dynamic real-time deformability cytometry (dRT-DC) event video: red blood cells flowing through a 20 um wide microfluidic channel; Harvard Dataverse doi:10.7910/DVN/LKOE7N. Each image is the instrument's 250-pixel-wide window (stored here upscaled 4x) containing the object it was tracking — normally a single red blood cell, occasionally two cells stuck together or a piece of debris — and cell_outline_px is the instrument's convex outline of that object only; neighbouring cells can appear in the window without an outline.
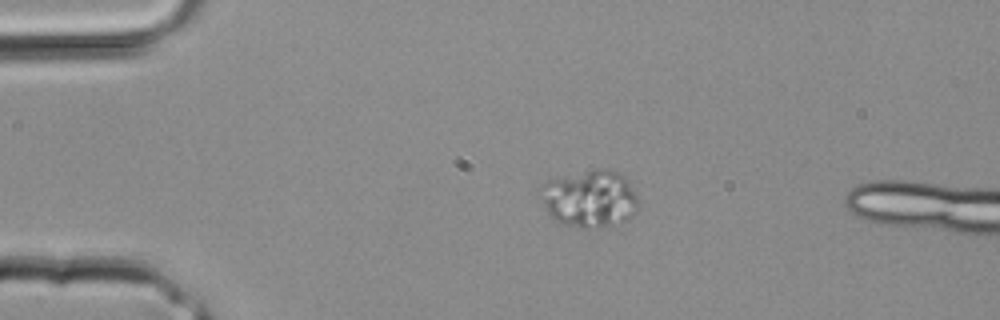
{"species": "common noctule bat (a hibernating species)", "species_latin": "Nyctalus noctula", "temperature_condition": "room temperature", "stored_images_in_passage": 2, "camera_frame_rate_fps": 3000, "um_per_image_px": 0.085, "animal": {"sex": "male", "body_mass_g": 20.4}, "frame": {"image": 1, "passage_image": 1, "time_ms": 0.0, "image_size_px": [1000, 320], "cell_outline_px": [[636, 212], [628, 220], [620, 224], [584, 228], [580, 228], [556, 220], [544, 208], [540, 188], [548, 180], [596, 168], [604, 168], [620, 172], [624, 176], [636, 196]], "centroid_in_image_um": [50.14, 16.88], "position_along_channel_um": 34.9, "area_um2": 32.31}}